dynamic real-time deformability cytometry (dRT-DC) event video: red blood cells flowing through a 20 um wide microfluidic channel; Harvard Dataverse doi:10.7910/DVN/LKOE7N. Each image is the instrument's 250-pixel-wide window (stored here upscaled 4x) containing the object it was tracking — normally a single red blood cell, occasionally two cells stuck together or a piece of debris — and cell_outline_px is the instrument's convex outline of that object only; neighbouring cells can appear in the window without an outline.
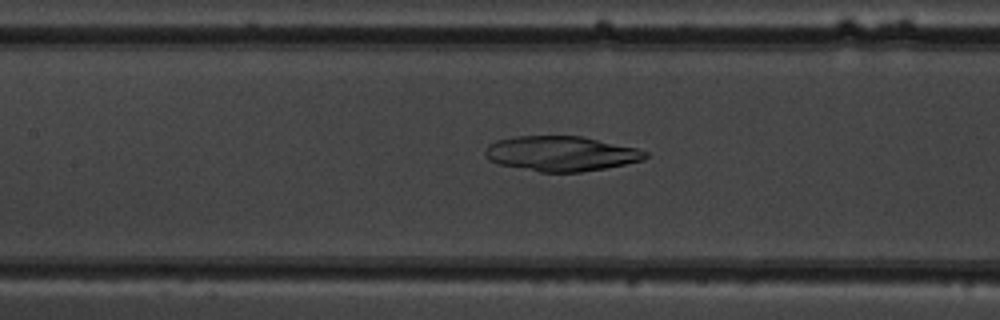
{"species": "common noctule bat (a hibernating species)", "species_latin": "Nyctalus noctula", "temperature_condition": "warm", "stored_images_in_passage": 40, "camera_frame_rate_fps": 3000, "um_per_image_px": 0.085, "animal": {"sex": "male", "body_mass_g": 19.5, "forearm_length_mm": 54.6}, "frame": {"image": 1, "passage_image": 13, "time_ms": 4.0, "image_size_px": [1000, 320], "cell_outline_px": [[648, 156], [644, 160], [604, 168], [580, 172], [540, 172], [500, 164], [488, 160], [484, 156], [484, 152], [488, 144], [496, 140], [516, 136], [580, 136], [636, 148], [648, 152]], "centroid_in_image_um": [47.66, 13.05], "position_along_channel_um": 159.7, "area_um2": 32.54}}
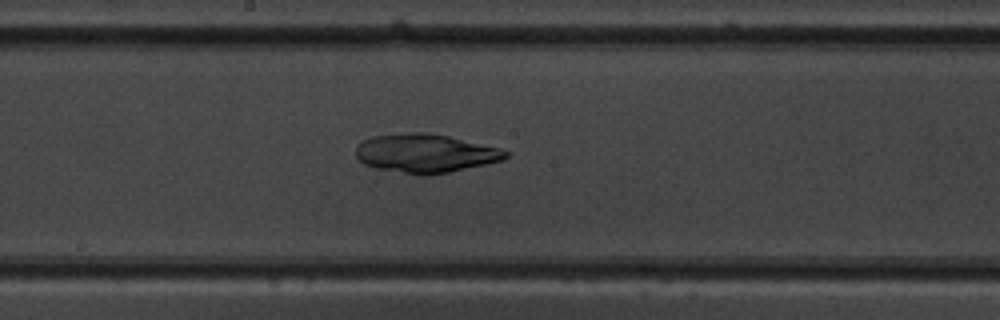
{"frame": {"image": 2, "passage_image": 17, "time_ms": 5.333, "image_size_px": [1000, 320], "cell_outline_px": [[512, 152], [504, 160], [448, 172], [428, 176], [420, 176], [376, 168], [364, 164], [356, 156], [356, 148], [364, 140], [372, 136], [408, 132], [428, 132], [448, 136], [500, 148]], "centroid_in_image_um": [36.18, 13.03], "position_along_channel_um": 212.0, "area_um2": 33.87}}